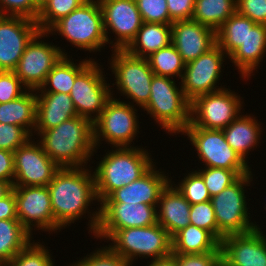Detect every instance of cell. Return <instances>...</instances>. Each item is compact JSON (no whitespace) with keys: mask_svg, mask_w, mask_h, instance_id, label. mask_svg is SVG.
<instances>
[{"mask_svg":"<svg viewBox=\"0 0 266 266\" xmlns=\"http://www.w3.org/2000/svg\"><path fill=\"white\" fill-rule=\"evenodd\" d=\"M12 190V185L9 182L0 180V199L6 196Z\"/></svg>","mask_w":266,"mask_h":266,"instance_id":"cell-51","label":"cell"},{"mask_svg":"<svg viewBox=\"0 0 266 266\" xmlns=\"http://www.w3.org/2000/svg\"><path fill=\"white\" fill-rule=\"evenodd\" d=\"M237 12V0H195L192 19L217 30Z\"/></svg>","mask_w":266,"mask_h":266,"instance_id":"cell-32","label":"cell"},{"mask_svg":"<svg viewBox=\"0 0 266 266\" xmlns=\"http://www.w3.org/2000/svg\"><path fill=\"white\" fill-rule=\"evenodd\" d=\"M237 12L256 24L266 25V0H237Z\"/></svg>","mask_w":266,"mask_h":266,"instance_id":"cell-46","label":"cell"},{"mask_svg":"<svg viewBox=\"0 0 266 266\" xmlns=\"http://www.w3.org/2000/svg\"><path fill=\"white\" fill-rule=\"evenodd\" d=\"M39 12L38 0H0L2 16H21L36 21Z\"/></svg>","mask_w":266,"mask_h":266,"instance_id":"cell-41","label":"cell"},{"mask_svg":"<svg viewBox=\"0 0 266 266\" xmlns=\"http://www.w3.org/2000/svg\"><path fill=\"white\" fill-rule=\"evenodd\" d=\"M157 223L160 224L171 237L181 229L190 225L191 204L183 197L171 182L162 191L157 206Z\"/></svg>","mask_w":266,"mask_h":266,"instance_id":"cell-24","label":"cell"},{"mask_svg":"<svg viewBox=\"0 0 266 266\" xmlns=\"http://www.w3.org/2000/svg\"><path fill=\"white\" fill-rule=\"evenodd\" d=\"M190 224L209 231L217 239V223L211 201L191 205Z\"/></svg>","mask_w":266,"mask_h":266,"instance_id":"cell-40","label":"cell"},{"mask_svg":"<svg viewBox=\"0 0 266 266\" xmlns=\"http://www.w3.org/2000/svg\"><path fill=\"white\" fill-rule=\"evenodd\" d=\"M154 166L155 164L138 180L113 191L102 202L144 203L157 207L161 193L171 179Z\"/></svg>","mask_w":266,"mask_h":266,"instance_id":"cell-22","label":"cell"},{"mask_svg":"<svg viewBox=\"0 0 266 266\" xmlns=\"http://www.w3.org/2000/svg\"><path fill=\"white\" fill-rule=\"evenodd\" d=\"M97 210L92 213L88 224L89 232H93L95 238L107 240L115 230L157 223L156 206L144 203L101 202Z\"/></svg>","mask_w":266,"mask_h":266,"instance_id":"cell-8","label":"cell"},{"mask_svg":"<svg viewBox=\"0 0 266 266\" xmlns=\"http://www.w3.org/2000/svg\"><path fill=\"white\" fill-rule=\"evenodd\" d=\"M171 43L185 63L197 59L216 45V31L193 19L171 24Z\"/></svg>","mask_w":266,"mask_h":266,"instance_id":"cell-21","label":"cell"},{"mask_svg":"<svg viewBox=\"0 0 266 266\" xmlns=\"http://www.w3.org/2000/svg\"><path fill=\"white\" fill-rule=\"evenodd\" d=\"M98 65L92 60L76 76L70 91L78 116L93 122L100 116L106 102L113 97L112 88L109 87L110 84L107 85L105 75Z\"/></svg>","mask_w":266,"mask_h":266,"instance_id":"cell-12","label":"cell"},{"mask_svg":"<svg viewBox=\"0 0 266 266\" xmlns=\"http://www.w3.org/2000/svg\"><path fill=\"white\" fill-rule=\"evenodd\" d=\"M14 153L8 150L0 149V180L14 183Z\"/></svg>","mask_w":266,"mask_h":266,"instance_id":"cell-48","label":"cell"},{"mask_svg":"<svg viewBox=\"0 0 266 266\" xmlns=\"http://www.w3.org/2000/svg\"><path fill=\"white\" fill-rule=\"evenodd\" d=\"M64 36L74 47L90 53L100 51L107 44L103 13L98 0H87L69 15L57 21L47 34Z\"/></svg>","mask_w":266,"mask_h":266,"instance_id":"cell-5","label":"cell"},{"mask_svg":"<svg viewBox=\"0 0 266 266\" xmlns=\"http://www.w3.org/2000/svg\"><path fill=\"white\" fill-rule=\"evenodd\" d=\"M184 133L192 146H195L199 159L206 167L250 170L247 162L227 143L222 130L186 126L182 131V134Z\"/></svg>","mask_w":266,"mask_h":266,"instance_id":"cell-13","label":"cell"},{"mask_svg":"<svg viewBox=\"0 0 266 266\" xmlns=\"http://www.w3.org/2000/svg\"><path fill=\"white\" fill-rule=\"evenodd\" d=\"M252 20L236 12L216 30V44L230 56L246 37V25H255Z\"/></svg>","mask_w":266,"mask_h":266,"instance_id":"cell-33","label":"cell"},{"mask_svg":"<svg viewBox=\"0 0 266 266\" xmlns=\"http://www.w3.org/2000/svg\"><path fill=\"white\" fill-rule=\"evenodd\" d=\"M112 56L110 65L117 89L143 109L149 102L151 81L155 75L147 58L134 57L125 50H114Z\"/></svg>","mask_w":266,"mask_h":266,"instance_id":"cell-10","label":"cell"},{"mask_svg":"<svg viewBox=\"0 0 266 266\" xmlns=\"http://www.w3.org/2000/svg\"><path fill=\"white\" fill-rule=\"evenodd\" d=\"M13 186H47L60 167L32 138L14 152Z\"/></svg>","mask_w":266,"mask_h":266,"instance_id":"cell-17","label":"cell"},{"mask_svg":"<svg viewBox=\"0 0 266 266\" xmlns=\"http://www.w3.org/2000/svg\"><path fill=\"white\" fill-rule=\"evenodd\" d=\"M17 219L16 199L13 189L0 199V220Z\"/></svg>","mask_w":266,"mask_h":266,"instance_id":"cell-49","label":"cell"},{"mask_svg":"<svg viewBox=\"0 0 266 266\" xmlns=\"http://www.w3.org/2000/svg\"><path fill=\"white\" fill-rule=\"evenodd\" d=\"M47 0H38L40 7L46 2Z\"/></svg>","mask_w":266,"mask_h":266,"instance_id":"cell-52","label":"cell"},{"mask_svg":"<svg viewBox=\"0 0 266 266\" xmlns=\"http://www.w3.org/2000/svg\"><path fill=\"white\" fill-rule=\"evenodd\" d=\"M225 55L221 47L216 44L197 59L186 63L180 87L190 102L198 96L223 89L221 86L216 88L219 86L215 85L220 80Z\"/></svg>","mask_w":266,"mask_h":266,"instance_id":"cell-16","label":"cell"},{"mask_svg":"<svg viewBox=\"0 0 266 266\" xmlns=\"http://www.w3.org/2000/svg\"><path fill=\"white\" fill-rule=\"evenodd\" d=\"M85 167L60 168L47 185L55 221L63 228L82 218L98 201L94 174Z\"/></svg>","mask_w":266,"mask_h":266,"instance_id":"cell-1","label":"cell"},{"mask_svg":"<svg viewBox=\"0 0 266 266\" xmlns=\"http://www.w3.org/2000/svg\"><path fill=\"white\" fill-rule=\"evenodd\" d=\"M32 135L23 127L0 123V149L14 152L26 144Z\"/></svg>","mask_w":266,"mask_h":266,"instance_id":"cell-42","label":"cell"},{"mask_svg":"<svg viewBox=\"0 0 266 266\" xmlns=\"http://www.w3.org/2000/svg\"><path fill=\"white\" fill-rule=\"evenodd\" d=\"M39 32L36 21L0 15V71H14L27 44Z\"/></svg>","mask_w":266,"mask_h":266,"instance_id":"cell-18","label":"cell"},{"mask_svg":"<svg viewBox=\"0 0 266 266\" xmlns=\"http://www.w3.org/2000/svg\"><path fill=\"white\" fill-rule=\"evenodd\" d=\"M171 25L143 22L135 38L124 49L128 54L147 58L171 44Z\"/></svg>","mask_w":266,"mask_h":266,"instance_id":"cell-26","label":"cell"},{"mask_svg":"<svg viewBox=\"0 0 266 266\" xmlns=\"http://www.w3.org/2000/svg\"><path fill=\"white\" fill-rule=\"evenodd\" d=\"M151 70L157 76L182 78L186 63L181 58L178 50L171 43L147 57Z\"/></svg>","mask_w":266,"mask_h":266,"instance_id":"cell-34","label":"cell"},{"mask_svg":"<svg viewBox=\"0 0 266 266\" xmlns=\"http://www.w3.org/2000/svg\"><path fill=\"white\" fill-rule=\"evenodd\" d=\"M102 159L93 172L100 203L116 189L138 180L154 165L146 150L132 146L112 149Z\"/></svg>","mask_w":266,"mask_h":266,"instance_id":"cell-3","label":"cell"},{"mask_svg":"<svg viewBox=\"0 0 266 266\" xmlns=\"http://www.w3.org/2000/svg\"><path fill=\"white\" fill-rule=\"evenodd\" d=\"M149 263V266H178L177 259L173 254H170L169 256L163 258L152 260Z\"/></svg>","mask_w":266,"mask_h":266,"instance_id":"cell-50","label":"cell"},{"mask_svg":"<svg viewBox=\"0 0 266 266\" xmlns=\"http://www.w3.org/2000/svg\"><path fill=\"white\" fill-rule=\"evenodd\" d=\"M103 13L104 30L115 33L114 50H124L135 38L143 23L136 0H98ZM110 28V29H109Z\"/></svg>","mask_w":266,"mask_h":266,"instance_id":"cell-19","label":"cell"},{"mask_svg":"<svg viewBox=\"0 0 266 266\" xmlns=\"http://www.w3.org/2000/svg\"><path fill=\"white\" fill-rule=\"evenodd\" d=\"M47 32L40 31L27 44L14 70L16 76L28 90H37L46 81L48 73L65 54L60 47L42 41ZM40 38V39H39Z\"/></svg>","mask_w":266,"mask_h":266,"instance_id":"cell-14","label":"cell"},{"mask_svg":"<svg viewBox=\"0 0 266 266\" xmlns=\"http://www.w3.org/2000/svg\"><path fill=\"white\" fill-rule=\"evenodd\" d=\"M38 136L44 152L60 168L85 166L96 151L93 121L86 117L76 116Z\"/></svg>","mask_w":266,"mask_h":266,"instance_id":"cell-2","label":"cell"},{"mask_svg":"<svg viewBox=\"0 0 266 266\" xmlns=\"http://www.w3.org/2000/svg\"><path fill=\"white\" fill-rule=\"evenodd\" d=\"M178 185H174V187L178 189L191 205L211 200L205 182L198 171L188 174Z\"/></svg>","mask_w":266,"mask_h":266,"instance_id":"cell-38","label":"cell"},{"mask_svg":"<svg viewBox=\"0 0 266 266\" xmlns=\"http://www.w3.org/2000/svg\"><path fill=\"white\" fill-rule=\"evenodd\" d=\"M221 251L220 242L207 230L187 225L172 237V254Z\"/></svg>","mask_w":266,"mask_h":266,"instance_id":"cell-29","label":"cell"},{"mask_svg":"<svg viewBox=\"0 0 266 266\" xmlns=\"http://www.w3.org/2000/svg\"><path fill=\"white\" fill-rule=\"evenodd\" d=\"M170 19L175 21L192 19L195 0H166Z\"/></svg>","mask_w":266,"mask_h":266,"instance_id":"cell-47","label":"cell"},{"mask_svg":"<svg viewBox=\"0 0 266 266\" xmlns=\"http://www.w3.org/2000/svg\"><path fill=\"white\" fill-rule=\"evenodd\" d=\"M178 266H221V251L202 254H173Z\"/></svg>","mask_w":266,"mask_h":266,"instance_id":"cell-45","label":"cell"},{"mask_svg":"<svg viewBox=\"0 0 266 266\" xmlns=\"http://www.w3.org/2000/svg\"><path fill=\"white\" fill-rule=\"evenodd\" d=\"M28 90L19 98L0 103V123L18 125L26 129L32 136L36 126L37 93Z\"/></svg>","mask_w":266,"mask_h":266,"instance_id":"cell-28","label":"cell"},{"mask_svg":"<svg viewBox=\"0 0 266 266\" xmlns=\"http://www.w3.org/2000/svg\"><path fill=\"white\" fill-rule=\"evenodd\" d=\"M92 60L95 59H85L76 65L71 61V59L68 58V56H63L48 73L46 81L44 82L42 87L35 91L65 93L70 95V91L75 82L76 76ZM47 86L49 88H47Z\"/></svg>","mask_w":266,"mask_h":266,"instance_id":"cell-30","label":"cell"},{"mask_svg":"<svg viewBox=\"0 0 266 266\" xmlns=\"http://www.w3.org/2000/svg\"><path fill=\"white\" fill-rule=\"evenodd\" d=\"M87 0H47L37 17L39 31L47 32L57 21L69 15Z\"/></svg>","mask_w":266,"mask_h":266,"instance_id":"cell-35","label":"cell"},{"mask_svg":"<svg viewBox=\"0 0 266 266\" xmlns=\"http://www.w3.org/2000/svg\"><path fill=\"white\" fill-rule=\"evenodd\" d=\"M260 230L254 224L253 231L224 236L221 266H266V237Z\"/></svg>","mask_w":266,"mask_h":266,"instance_id":"cell-20","label":"cell"},{"mask_svg":"<svg viewBox=\"0 0 266 266\" xmlns=\"http://www.w3.org/2000/svg\"><path fill=\"white\" fill-rule=\"evenodd\" d=\"M143 22L171 25L166 0H136Z\"/></svg>","mask_w":266,"mask_h":266,"instance_id":"cell-39","label":"cell"},{"mask_svg":"<svg viewBox=\"0 0 266 266\" xmlns=\"http://www.w3.org/2000/svg\"><path fill=\"white\" fill-rule=\"evenodd\" d=\"M36 126L37 135L78 116L72 98L65 93L37 91Z\"/></svg>","mask_w":266,"mask_h":266,"instance_id":"cell-23","label":"cell"},{"mask_svg":"<svg viewBox=\"0 0 266 266\" xmlns=\"http://www.w3.org/2000/svg\"><path fill=\"white\" fill-rule=\"evenodd\" d=\"M38 243L30 242L4 266H54L49 250Z\"/></svg>","mask_w":266,"mask_h":266,"instance_id":"cell-37","label":"cell"},{"mask_svg":"<svg viewBox=\"0 0 266 266\" xmlns=\"http://www.w3.org/2000/svg\"><path fill=\"white\" fill-rule=\"evenodd\" d=\"M253 175L251 172L241 176L231 186L211 197L217 223V240L221 242L224 236L245 234L253 231L254 224L250 222L245 197V187L250 186ZM249 184V185H248Z\"/></svg>","mask_w":266,"mask_h":266,"instance_id":"cell-7","label":"cell"},{"mask_svg":"<svg viewBox=\"0 0 266 266\" xmlns=\"http://www.w3.org/2000/svg\"><path fill=\"white\" fill-rule=\"evenodd\" d=\"M211 197L235 183L241 176L251 170H228L224 168L204 167L198 170Z\"/></svg>","mask_w":266,"mask_h":266,"instance_id":"cell-36","label":"cell"},{"mask_svg":"<svg viewBox=\"0 0 266 266\" xmlns=\"http://www.w3.org/2000/svg\"><path fill=\"white\" fill-rule=\"evenodd\" d=\"M31 238L18 219L0 220V266H4L23 250Z\"/></svg>","mask_w":266,"mask_h":266,"instance_id":"cell-31","label":"cell"},{"mask_svg":"<svg viewBox=\"0 0 266 266\" xmlns=\"http://www.w3.org/2000/svg\"><path fill=\"white\" fill-rule=\"evenodd\" d=\"M232 90H222L196 97L190 106V123L204 129L226 128L241 113L240 96Z\"/></svg>","mask_w":266,"mask_h":266,"instance_id":"cell-11","label":"cell"},{"mask_svg":"<svg viewBox=\"0 0 266 266\" xmlns=\"http://www.w3.org/2000/svg\"><path fill=\"white\" fill-rule=\"evenodd\" d=\"M23 85L14 71H0V103L13 101L25 94L28 88Z\"/></svg>","mask_w":266,"mask_h":266,"instance_id":"cell-44","label":"cell"},{"mask_svg":"<svg viewBox=\"0 0 266 266\" xmlns=\"http://www.w3.org/2000/svg\"><path fill=\"white\" fill-rule=\"evenodd\" d=\"M12 189L17 219L31 235L33 226L49 232L62 228L54 219L47 186H12Z\"/></svg>","mask_w":266,"mask_h":266,"instance_id":"cell-15","label":"cell"},{"mask_svg":"<svg viewBox=\"0 0 266 266\" xmlns=\"http://www.w3.org/2000/svg\"><path fill=\"white\" fill-rule=\"evenodd\" d=\"M170 77L154 75L150 98L143 108L168 133H181L190 123L191 102Z\"/></svg>","mask_w":266,"mask_h":266,"instance_id":"cell-4","label":"cell"},{"mask_svg":"<svg viewBox=\"0 0 266 266\" xmlns=\"http://www.w3.org/2000/svg\"><path fill=\"white\" fill-rule=\"evenodd\" d=\"M256 117L250 115H239L226 128L222 129L227 143L246 162V155L260 140V123ZM250 150V151H249Z\"/></svg>","mask_w":266,"mask_h":266,"instance_id":"cell-27","label":"cell"},{"mask_svg":"<svg viewBox=\"0 0 266 266\" xmlns=\"http://www.w3.org/2000/svg\"><path fill=\"white\" fill-rule=\"evenodd\" d=\"M108 246L127 260L131 266L139 257H151L152 260L172 254V237L158 223L146 227H131L115 230L107 240Z\"/></svg>","mask_w":266,"mask_h":266,"instance_id":"cell-6","label":"cell"},{"mask_svg":"<svg viewBox=\"0 0 266 266\" xmlns=\"http://www.w3.org/2000/svg\"><path fill=\"white\" fill-rule=\"evenodd\" d=\"M266 51V25H246V37L244 43L239 46L228 58L234 63L236 69L244 79L251 76L258 68Z\"/></svg>","mask_w":266,"mask_h":266,"instance_id":"cell-25","label":"cell"},{"mask_svg":"<svg viewBox=\"0 0 266 266\" xmlns=\"http://www.w3.org/2000/svg\"><path fill=\"white\" fill-rule=\"evenodd\" d=\"M88 256V257H87ZM85 258L69 266H130L131 264L121 255L115 253L110 247H103L95 253L87 255Z\"/></svg>","mask_w":266,"mask_h":266,"instance_id":"cell-43","label":"cell"},{"mask_svg":"<svg viewBox=\"0 0 266 266\" xmlns=\"http://www.w3.org/2000/svg\"><path fill=\"white\" fill-rule=\"evenodd\" d=\"M130 104L113 97L106 102L100 116L93 122L96 149L102 138L115 148L129 147L135 140L139 132L138 116L137 110Z\"/></svg>","mask_w":266,"mask_h":266,"instance_id":"cell-9","label":"cell"}]
</instances>
